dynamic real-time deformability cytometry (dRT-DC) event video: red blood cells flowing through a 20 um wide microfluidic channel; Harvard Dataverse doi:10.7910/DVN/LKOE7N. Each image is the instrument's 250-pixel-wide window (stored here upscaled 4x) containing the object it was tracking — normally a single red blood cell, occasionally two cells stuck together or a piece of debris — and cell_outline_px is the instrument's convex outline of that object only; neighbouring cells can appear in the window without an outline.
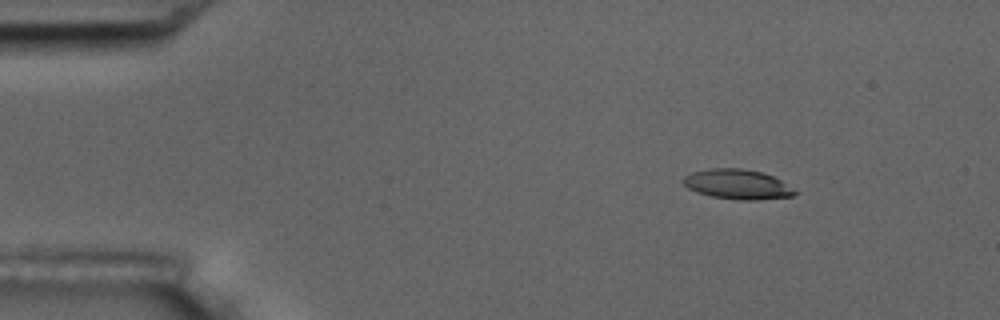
{"species": "common noctule bat (a hibernating species)", "species_latin": "Nyctalus noctula", "temperature_condition": "room temperature", "stored_images_in_passage": 5, "camera_frame_rate_fps": 3000, "um_per_image_px": 0.085, "animal": {"sex": "male", "body_mass_g": 17.5, "forearm_length_mm": 52.3}, "frame": {"image": 1, "passage_image": 1, "time_ms": 0.0, "image_size_px": [1000, 320], "cell_outline_px": [[796, 192], [792, 196], [756, 200], [736, 200], [712, 196], [696, 192], [688, 188], [680, 180], [684, 176], [692, 172], [708, 168], [740, 168], [764, 172], [780, 180]], "centroid_in_image_um": [62.62, 15.65], "position_along_channel_um": 22.4, "area_um2": 19.36}}
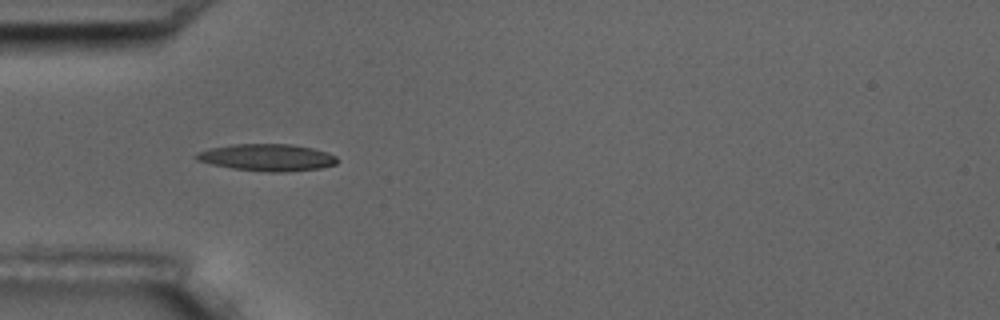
{"frame": {"image": 2, "passage_image": 4, "time_ms": 3.333, "image_size_px": [1000, 320], "cell_outline_px": [[340, 160], [336, 164], [320, 168], [280, 172], [268, 172], [232, 168], [212, 164], [196, 160], [192, 156], [196, 152], [208, 148], [232, 144], [292, 144], [312, 148], [336, 156]], "centroid_in_image_um": [22.66, 13.38], "position_along_channel_um": 62.3, "area_um2": 22.2}}